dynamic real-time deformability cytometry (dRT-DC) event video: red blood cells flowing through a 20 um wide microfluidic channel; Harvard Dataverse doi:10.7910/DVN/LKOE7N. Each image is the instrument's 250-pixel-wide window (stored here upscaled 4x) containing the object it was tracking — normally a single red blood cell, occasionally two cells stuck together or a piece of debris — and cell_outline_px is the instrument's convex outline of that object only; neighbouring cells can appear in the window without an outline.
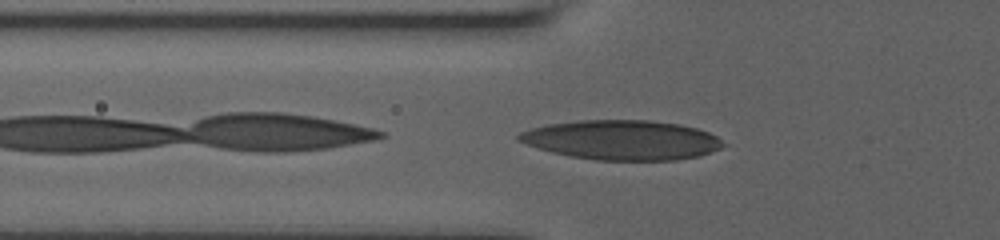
{"species": "human", "species_latin": "Homo sapiens", "temperature_condition": "room temperature", "stored_images_in_passage": 37, "camera_frame_rate_fps": 3000, "um_per_image_px": 0.085, "donor": {"sex": "male"}, "frame": {"image": 1, "passage_image": 2, "time_ms": 0.333, "image_size_px": [1000, 240], "cell_outline_px": [[728, 144], [720, 148], [700, 156], [676, 160], [596, 160], [572, 156], [552, 152], [516, 140], [516, 136], [520, 132], [532, 128], [548, 124], [580, 120], [652, 120], [680, 124], [696, 128], [708, 132], [716, 136]], "centroid_in_image_um": [52.9, 11.89], "position_along_channel_um": 72.9, "area_um2": 47.16}}
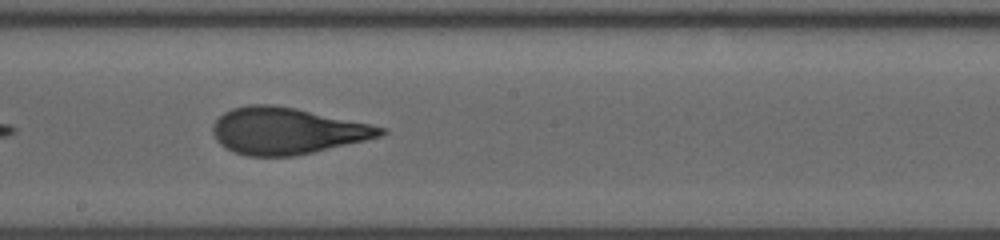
{"frame": {"image": 2, "passage_image": 14, "time_ms": 4.333, "image_size_px": [1000, 240], "cell_outline_px": [[388, 132], [380, 136], [364, 140], [296, 156], [248, 156], [232, 152], [224, 148], [216, 140], [212, 132], [212, 124], [224, 112], [232, 108], [248, 104], [272, 104], [296, 108], [388, 128]], "centroid_in_image_um": [24.34, 11.12], "position_along_channel_um": 223.9, "area_um2": 45.55}}
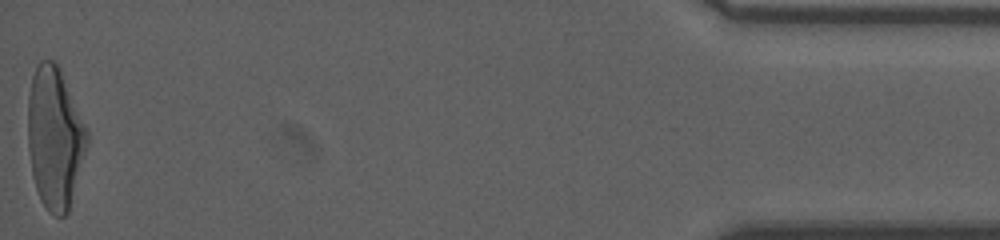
{"frame": {"image": 3, "passage_image": 37, "time_ms": 12.0, "image_size_px": [1000, 240], "cell_outline_px": [[88, 144], [68, 212], [64, 216], [56, 216], [48, 212], [40, 200], [32, 176], [28, 148], [28, 96], [32, 76], [36, 64], [40, 60], [52, 60], [60, 68], [88, 128]], "centroid_in_image_um": [4.66, 11.7], "position_along_channel_um": 430.5, "area_um2": 49.19}, "authors_computed_cell_mechanics": {"area_um2": 45.5464, "velocity_mm_per_s": 3.7957, "shape_relaxation_time_tau1_ms": 5.2816, "shape_relaxation_time_tau2_ms": 1.0225, "deformation_change_tau1": 0.2104, "deformation_change_tau2": 0.0944}}